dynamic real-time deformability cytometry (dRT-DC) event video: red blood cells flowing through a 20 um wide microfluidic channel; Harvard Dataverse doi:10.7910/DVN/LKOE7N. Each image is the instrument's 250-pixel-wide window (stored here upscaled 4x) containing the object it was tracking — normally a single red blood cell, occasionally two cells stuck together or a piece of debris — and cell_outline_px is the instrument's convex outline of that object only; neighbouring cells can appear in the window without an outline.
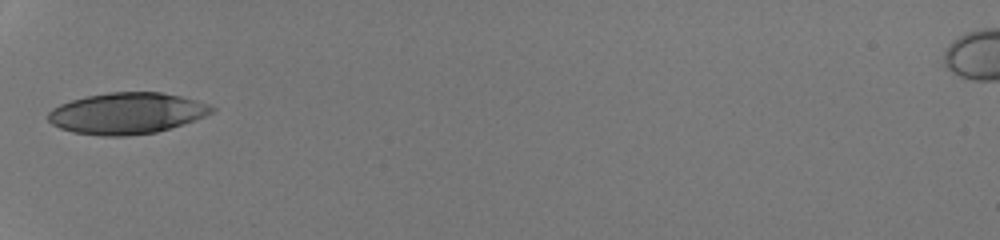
{"species": "human", "species_latin": "Homo sapiens", "temperature_condition": "room temperature", "stored_images_in_passage": 31, "camera_frame_rate_fps": 3000, "um_per_image_px": 0.085, "donor": {"sex": "male"}, "frame": {"image": 1, "passage_image": 1, "time_ms": 0.0, "image_size_px": [1000, 240], "cell_outline_px": [[216, 108], [212, 112], [204, 116], [156, 132], [124, 136], [100, 136], [72, 132], [60, 128], [52, 124], [48, 120], [48, 112], [52, 108], [60, 104], [72, 100], [88, 96], [108, 92], [160, 92], [180, 96], [208, 104]], "centroid_in_image_um": [10.73, 9.63], "position_along_channel_um": 74.3, "area_um2": 38.96}}
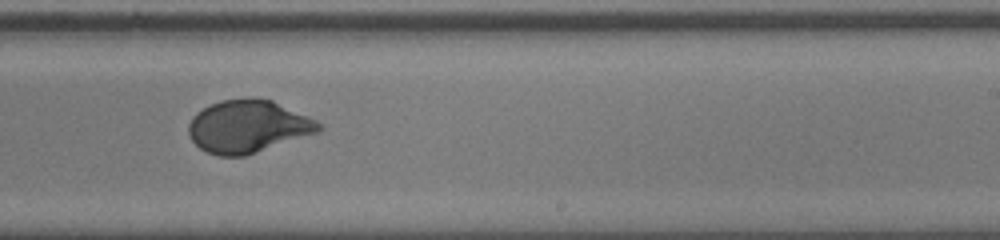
{"frame": {"image": 2, "passage_image": 15, "time_ms": 4.667, "image_size_px": [1000, 240], "cell_outline_px": [[324, 128], [316, 132], [244, 156], [220, 156], [208, 152], [200, 148], [192, 140], [188, 132], [188, 124], [192, 116], [196, 112], [220, 100], [248, 96], [252, 96], [272, 100], [308, 116], [320, 124]], "centroid_in_image_um": [21.03, 10.72], "position_along_channel_um": 268.0, "area_um2": 39.71}}
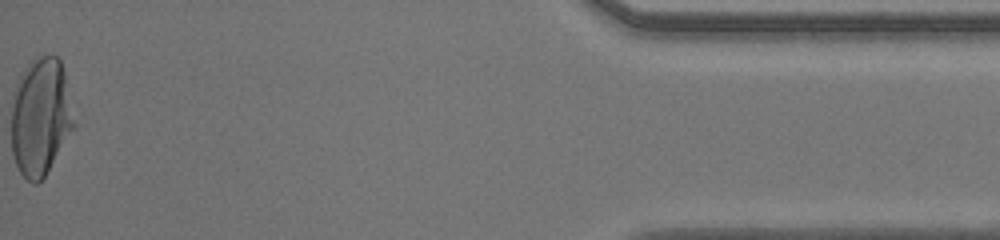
{"frame": {"image": 3, "passage_image": 31, "time_ms": 10.0, "image_size_px": [1000, 240], "cell_outline_px": [[76, 124], [44, 176], [36, 184], [32, 184], [20, 172], [16, 164], [12, 152], [12, 108], [20, 76], [24, 68], [32, 60], [40, 56], [56, 56], [60, 60], [64, 72]], "centroid_in_image_um": [3.46, 9.94], "position_along_channel_um": 431.7, "area_um2": 42.25}, "authors_computed_cell_mechanics": {"area_um2": 39.7086, "velocity_mm_per_s": 4.2908, "shape_relaxation_time_tau1_ms": 3.396, "shape_relaxation_time_tau2_ms": null, "deformation_change_tau1": 0.1977, "deformation_change_tau2": null}}